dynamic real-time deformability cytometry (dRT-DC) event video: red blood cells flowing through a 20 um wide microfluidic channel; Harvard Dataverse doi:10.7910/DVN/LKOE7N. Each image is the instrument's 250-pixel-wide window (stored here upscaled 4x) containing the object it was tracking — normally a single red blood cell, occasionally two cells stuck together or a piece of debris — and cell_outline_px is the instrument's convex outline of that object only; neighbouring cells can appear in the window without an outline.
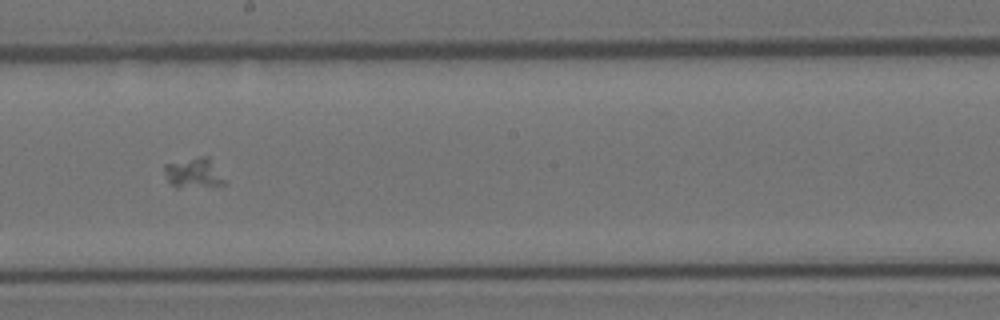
{"species": "Egyptian fruit bat (a non-hibernating species)", "species_latin": "Rousettus aegyptiacus", "temperature_condition": "room temperature", "stored_images_in_passage": 52, "camera_frame_rate_fps": 3000, "um_per_image_px": 0.085, "animal": {"sex": "female"}, "frame": {"image": 1, "passage_image": 30, "time_ms": 9.667, "image_size_px": [1000, 320], "cell_outline_px": [[224, 184], [180, 188], [176, 188], [168, 180], [164, 172], [164, 164], [200, 156], [208, 156], [224, 180]], "centroid_in_image_um": [16.41, 14.7], "position_along_channel_um": 231.8, "area_um2": 10.23}}
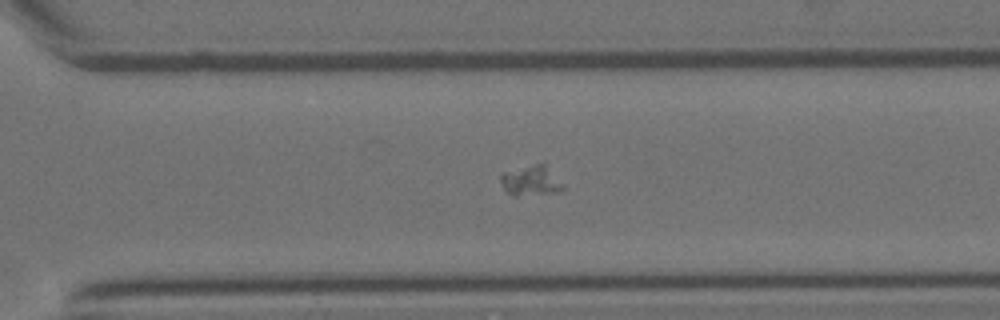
{"frame": {"image": 2, "passage_image": 37, "time_ms": 12.0, "image_size_px": [1000, 320], "cell_outline_px": [[564, 188], [560, 192], [516, 196], [512, 196], [504, 188], [500, 180], [500, 172], [544, 160]], "centroid_in_image_um": [45.1, 15.31], "position_along_channel_um": 325.5, "area_um2": 11.33}}